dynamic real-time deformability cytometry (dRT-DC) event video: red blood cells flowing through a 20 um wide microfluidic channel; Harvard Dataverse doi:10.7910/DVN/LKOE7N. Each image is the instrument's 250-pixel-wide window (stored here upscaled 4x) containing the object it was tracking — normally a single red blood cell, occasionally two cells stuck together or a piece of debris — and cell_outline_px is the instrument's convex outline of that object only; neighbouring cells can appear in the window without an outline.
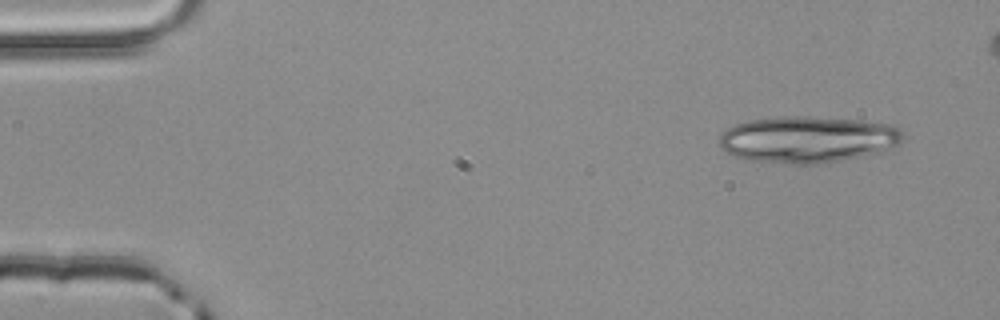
{"species": "common noctule bat (a hibernating species)", "species_latin": "Nyctalus noctula", "temperature_condition": "room temperature", "stored_images_in_passage": 4, "camera_frame_rate_fps": 3000, "um_per_image_px": 0.085, "animal": {"sex": "male", "body_mass_g": 20.4}, "frame": {"image": 1, "passage_image": 1, "time_ms": 0.0, "image_size_px": [1000, 320], "cell_outline_px": [[904, 140], [900, 144], [880, 152], [840, 160], [816, 164], [792, 164], [748, 160], [732, 156], [724, 152], [720, 148], [720, 136], [728, 128], [736, 124], [748, 120], [784, 116], [808, 116], [860, 120], [896, 124], [900, 128], [904, 136]], "centroid_in_image_um": [68.68, 11.84], "position_along_channel_um": 16.3, "area_um2": 50.29}}